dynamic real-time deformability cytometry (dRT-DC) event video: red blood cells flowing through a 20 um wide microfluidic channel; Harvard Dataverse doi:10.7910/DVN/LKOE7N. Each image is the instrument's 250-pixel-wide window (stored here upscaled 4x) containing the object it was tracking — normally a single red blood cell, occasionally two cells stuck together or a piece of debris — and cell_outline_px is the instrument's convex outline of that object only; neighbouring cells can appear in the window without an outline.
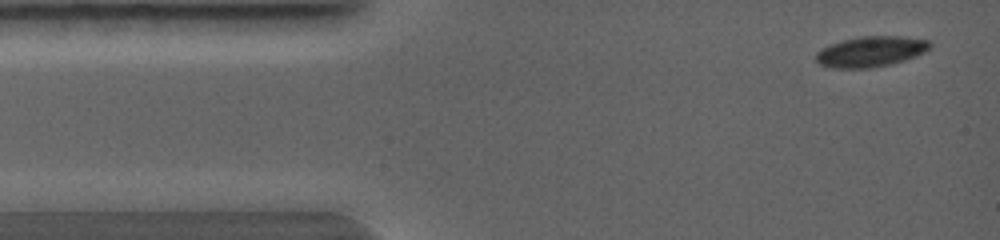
{"species": "common noctule bat (a hibernating species)", "species_latin": "Nyctalus noctula", "temperature_condition": "warm", "stored_images_in_passage": 4, "camera_frame_rate_fps": 5000, "um_per_image_px": 0.085, "animal": {"sex": "female", "body_mass_g": 19.0, "forearm_length_mm": 56.7}, "frame": {"image": 1, "passage_image": 1, "time_ms": 0.0, "image_size_px": [1000, 240], "cell_outline_px": [[932, 44], [924, 52], [916, 56], [904, 60], [872, 68], [832, 68], [820, 64], [816, 60], [816, 52], [828, 44], [844, 40], [864, 36], [900, 36], [928, 40]], "centroid_in_image_um": [73.99, 4.38], "position_along_channel_um": 11.0, "area_um2": 20.11}}
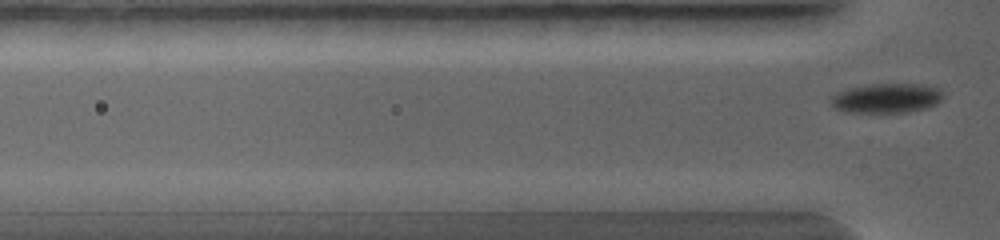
{"frame": {"image": 2, "passage_image": 4, "time_ms": 3.2, "image_size_px": [1000, 240], "cell_outline_px": [[944, 96], [936, 104], [928, 108], [904, 112], [844, 112], [832, 108], [828, 96], [848, 88], [868, 84], [920, 84], [940, 88]], "centroid_in_image_um": [75.31, 8.34], "position_along_channel_um": 50.5, "area_um2": 19.65}}